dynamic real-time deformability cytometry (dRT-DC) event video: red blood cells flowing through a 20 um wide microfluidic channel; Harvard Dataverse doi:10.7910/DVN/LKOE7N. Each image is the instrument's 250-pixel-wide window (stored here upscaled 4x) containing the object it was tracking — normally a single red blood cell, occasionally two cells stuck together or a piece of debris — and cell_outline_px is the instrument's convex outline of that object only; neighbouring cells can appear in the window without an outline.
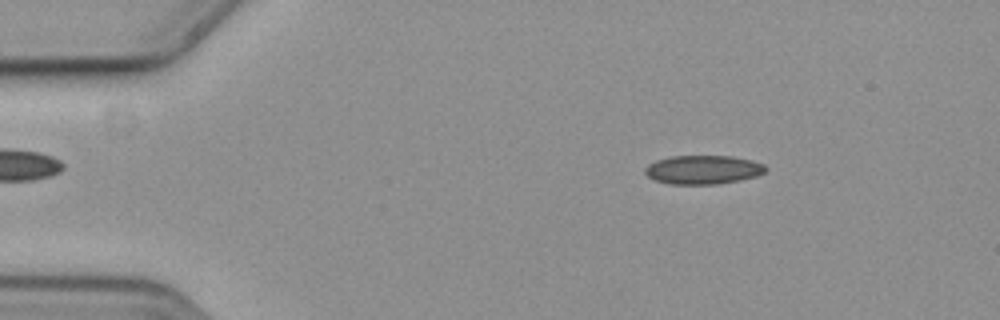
{"species": "common noctule bat (a hibernating species)", "species_latin": "Nyctalus noctula", "temperature_condition": "cold", "stored_images_in_passage": 9, "camera_frame_rate_fps": 3000, "um_per_image_px": 0.085, "animal": {"sex": "female", "body_mass_g": 19.3, "forearm_length_mm": 54.1}, "frame": {"image": 1, "passage_image": 3, "time_ms": 0.667, "image_size_px": [1000, 320], "cell_outline_px": [[768, 168], [764, 172], [756, 176], [736, 180], [712, 184], [672, 184], [656, 180], [648, 176], [644, 172], [644, 168], [648, 164], [656, 160], [668, 156], [732, 156], [752, 160], [764, 164]], "centroid_in_image_um": [59.74, 14.41], "position_along_channel_um": 25.3, "area_um2": 20.11}}